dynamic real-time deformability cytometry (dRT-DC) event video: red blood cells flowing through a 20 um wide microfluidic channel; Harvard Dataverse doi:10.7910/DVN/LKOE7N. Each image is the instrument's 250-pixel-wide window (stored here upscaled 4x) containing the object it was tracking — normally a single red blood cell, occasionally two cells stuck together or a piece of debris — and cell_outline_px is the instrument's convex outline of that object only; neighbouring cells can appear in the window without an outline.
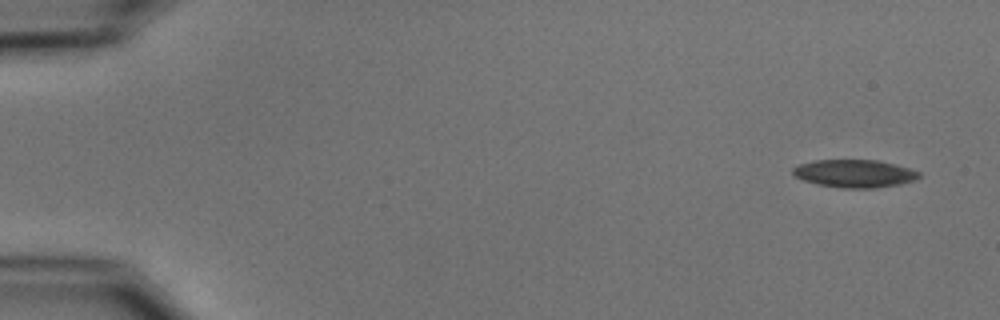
{"species": "common noctule bat (a hibernating species)", "species_latin": "Nyctalus noctula", "temperature_condition": "cold", "stored_images_in_passage": 4, "camera_frame_rate_fps": 3000, "um_per_image_px": 0.085, "animal": {"sex": "male", "body_mass_g": 15.6}, "frame": {"image": 1, "passage_image": 1, "time_ms": 0.0, "image_size_px": [1000, 320], "cell_outline_px": [[920, 176], [916, 180], [900, 184], [876, 188], [840, 188], [816, 184], [804, 180], [796, 176], [792, 172], [792, 168], [800, 164], [812, 160], [880, 160], [896, 164], [920, 172]], "centroid_in_image_um": [72.65, 14.75], "position_along_channel_um": 12.4, "area_um2": 20.58}}
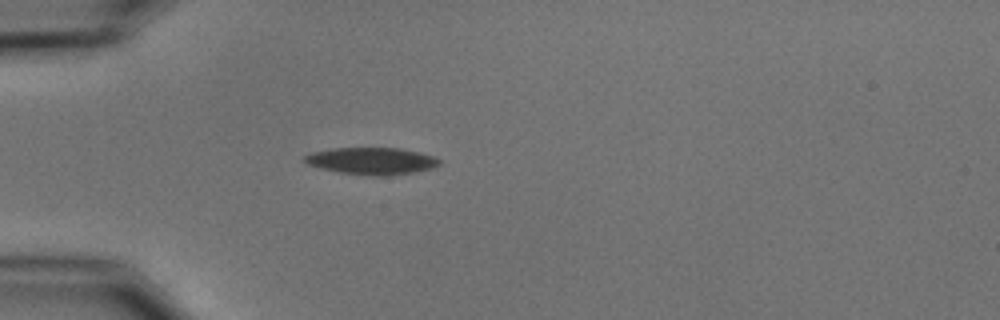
{"frame": {"image": 2, "passage_image": 4, "time_ms": 4.333, "image_size_px": [1000, 320], "cell_outline_px": [[440, 164], [432, 168], [412, 172], [384, 176], [376, 176], [340, 172], [320, 168], [308, 164], [304, 160], [304, 156], [312, 152], [332, 148], [400, 148], [420, 152], [432, 156], [440, 160]], "centroid_in_image_um": [31.59, 13.67], "position_along_channel_um": 53.4, "area_um2": 20.98}}